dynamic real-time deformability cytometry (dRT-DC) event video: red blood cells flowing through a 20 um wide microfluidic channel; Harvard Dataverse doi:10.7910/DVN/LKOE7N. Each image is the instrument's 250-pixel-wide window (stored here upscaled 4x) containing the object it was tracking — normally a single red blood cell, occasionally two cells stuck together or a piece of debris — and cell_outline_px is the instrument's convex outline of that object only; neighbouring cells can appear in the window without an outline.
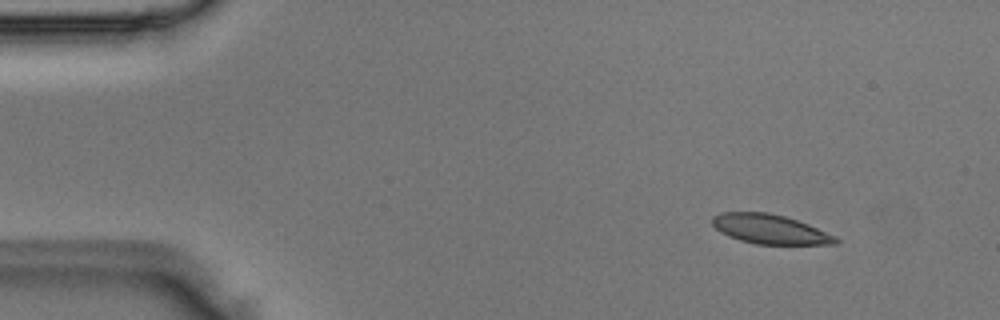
{"species": "Egyptian fruit bat (a non-hibernating species)", "species_latin": "Rousettus aegyptiacus", "temperature_condition": "room temperature", "stored_images_in_passage": 4, "camera_frame_rate_fps": 3000, "um_per_image_px": 0.085, "animal": {"sex": "male"}, "frame": {"image": 1, "passage_image": 1, "time_ms": 0.0, "image_size_px": [1000, 320], "cell_outline_px": [[840, 240], [836, 244], [756, 244], [740, 240], [728, 236], [720, 232], [712, 224], [712, 216], [724, 212], [768, 212], [784, 216], [808, 224], [836, 236]], "centroid_in_image_um": [65.44, 19.48], "position_along_channel_um": 19.6, "area_um2": 21.1}}
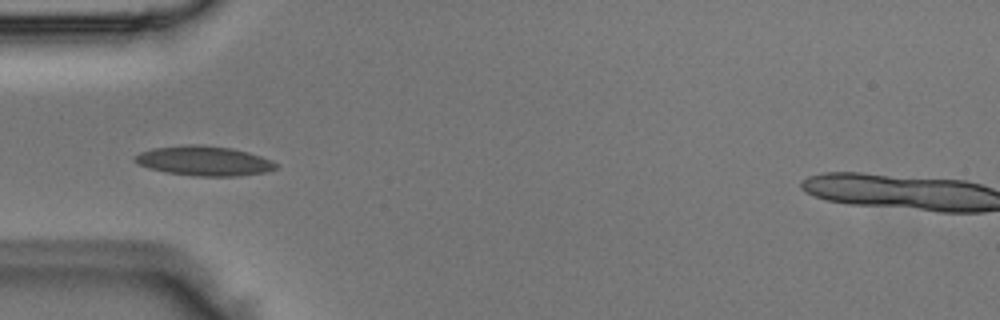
{"frame": {"image": 2, "passage_image": 4, "time_ms": 1.0, "image_size_px": [1000, 320], "cell_outline_px": [[280, 164], [276, 168], [264, 172], [236, 176], [196, 176], [168, 172], [148, 168], [132, 160], [132, 156], [140, 152], [152, 148], [184, 144], [204, 144], [232, 148], [248, 152], [272, 160]], "centroid_in_image_um": [17.32, 13.65], "position_along_channel_um": 67.7, "area_um2": 24.57}}